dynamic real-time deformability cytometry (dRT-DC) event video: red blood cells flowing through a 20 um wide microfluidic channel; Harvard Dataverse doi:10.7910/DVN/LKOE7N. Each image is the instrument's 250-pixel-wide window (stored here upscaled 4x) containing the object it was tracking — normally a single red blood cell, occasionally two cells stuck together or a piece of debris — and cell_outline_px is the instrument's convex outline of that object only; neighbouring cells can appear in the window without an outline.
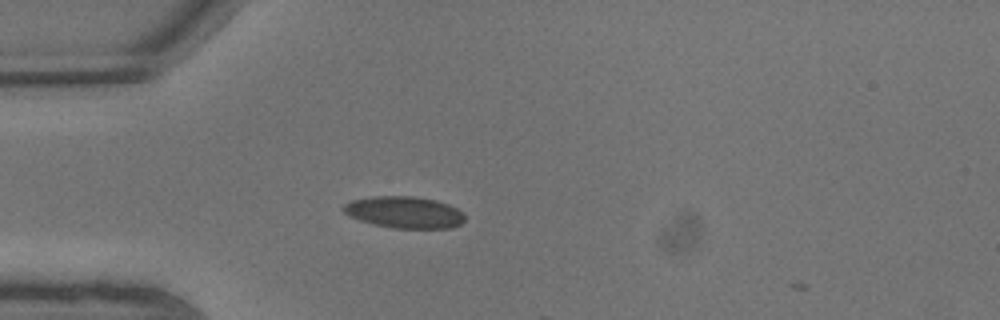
{"species": "common noctule bat (a hibernating species)", "species_latin": "Nyctalus noctula", "temperature_condition": "warm", "stored_images_in_passage": 2, "camera_frame_rate_fps": 3000, "um_per_image_px": 0.085, "animal": {"sex": "male", "body_mass_g": 13.3}, "frame": {"image": 1, "passage_image": 1, "time_ms": 0.0, "image_size_px": [1000, 320], "cell_outline_px": [[464, 220], [460, 224], [452, 228], [392, 228], [360, 220], [344, 212], [340, 208], [344, 204], [352, 200], [372, 196], [412, 196], [436, 200], [448, 204], [464, 212]], "centroid_in_image_um": [34.38, 18.03], "position_along_channel_um": 50.6, "area_um2": 22.37}}